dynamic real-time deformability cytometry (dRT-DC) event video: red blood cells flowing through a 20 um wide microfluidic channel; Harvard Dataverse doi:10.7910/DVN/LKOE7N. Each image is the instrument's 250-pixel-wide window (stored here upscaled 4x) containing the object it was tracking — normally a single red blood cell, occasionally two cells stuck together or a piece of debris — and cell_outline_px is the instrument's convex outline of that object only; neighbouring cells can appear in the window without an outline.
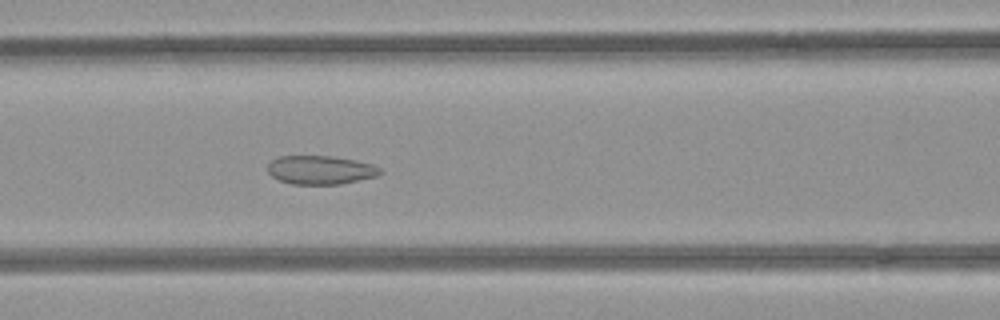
{"species": "common noctule bat (a hibernating species)", "species_latin": "Nyctalus noctula", "temperature_condition": "room temperature", "stored_images_in_passage": 46, "segment_of_instrument_passage": [1, 2], "camera_frame_rate_fps": 3000, "um_per_image_px": 0.085, "animal": {"sex": "female", "body_mass_g": 21.9}, "frame": {"image": 1, "passage_image": 15, "time_ms": 4.667, "image_size_px": [1000, 320], "cell_outline_px": [[384, 172], [376, 176], [340, 184], [292, 184], [280, 180], [272, 176], [268, 172], [268, 164], [272, 160], [280, 156], [332, 156], [356, 160], [372, 164], [380, 168]], "centroid_in_image_um": [27.25, 14.44], "position_along_channel_um": 139.3, "area_um2": 18.73}}
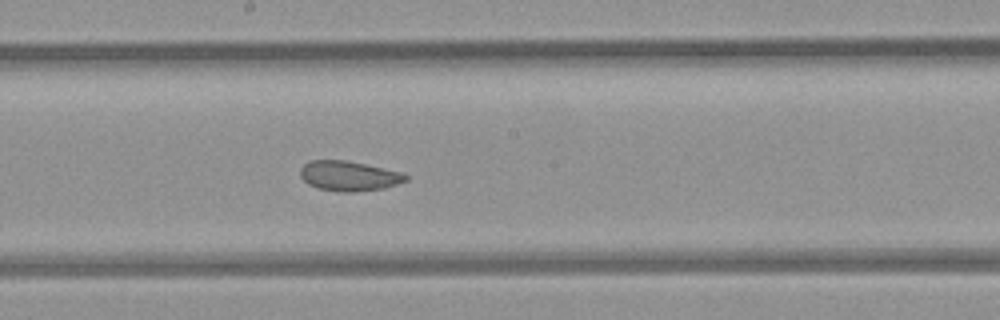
{"frame": {"image": 2, "passage_image": 21, "time_ms": 6.667, "image_size_px": [1000, 320], "cell_outline_px": [[408, 180], [384, 188], [352, 192], [340, 192], [320, 188], [308, 184], [300, 176], [300, 168], [308, 160], [344, 160], [404, 172], [408, 176]], "centroid_in_image_um": [29.66, 14.95], "position_along_channel_um": 218.5, "area_um2": 18.38}}
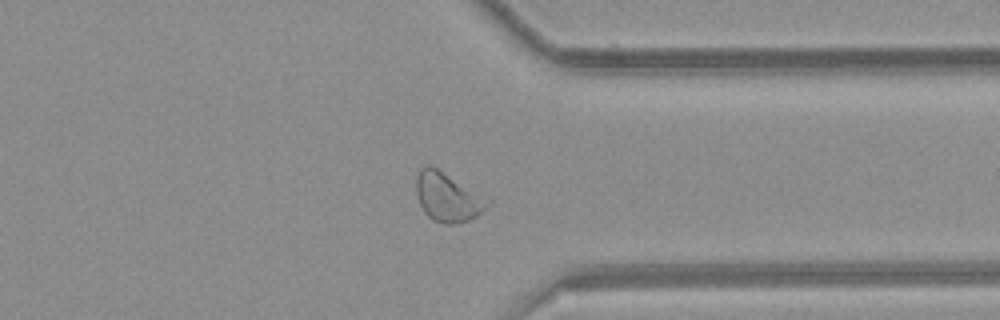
{"frame": {"image": 3, "passage_image": 33, "time_ms": 10.667, "image_size_px": [1000, 320], "cell_outline_px": [[492, 204], [476, 216], [460, 224], [444, 224], [432, 220], [424, 212], [416, 196], [416, 176], [420, 168], [424, 164], [432, 164], [492, 200]], "centroid_in_image_um": [38.05, 16.73], "position_along_channel_um": 373.3, "area_um2": 20.98}}